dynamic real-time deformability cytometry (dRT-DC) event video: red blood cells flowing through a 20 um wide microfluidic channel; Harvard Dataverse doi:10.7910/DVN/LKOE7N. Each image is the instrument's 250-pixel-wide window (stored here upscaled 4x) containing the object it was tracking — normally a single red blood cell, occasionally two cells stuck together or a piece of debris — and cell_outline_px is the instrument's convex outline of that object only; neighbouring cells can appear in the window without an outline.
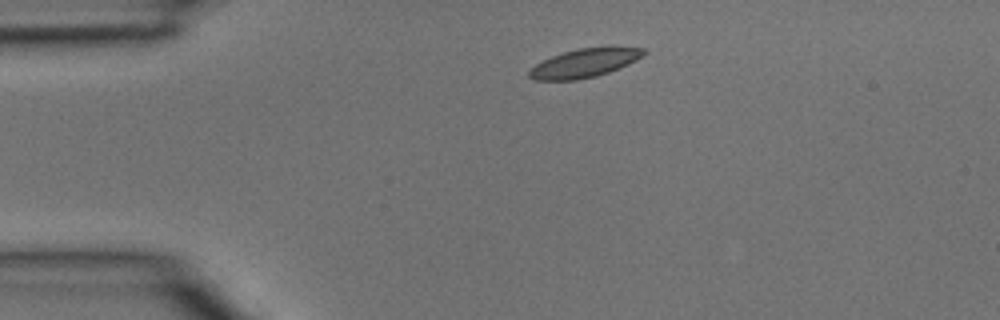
{"species": "common noctule bat (a hibernating species)", "species_latin": "Nyctalus noctula", "temperature_condition": "room temperature", "stored_images_in_passage": 1, "camera_frame_rate_fps": 3000, "um_per_image_px": 0.085, "animal": {"sex": "male", "body_mass_g": 15.6}, "frame": {"image": 1, "passage_image": 1, "time_ms": 0.0, "image_size_px": [1000, 320], "cell_outline_px": [[648, 52], [636, 60], [628, 64], [608, 72], [596, 76], [576, 80], [536, 80], [528, 76], [528, 72], [536, 64], [552, 56], [564, 52], [580, 48], [612, 44], [644, 48]], "centroid_in_image_um": [49.77, 5.31], "position_along_channel_um": 35.2, "area_um2": 19.54}}